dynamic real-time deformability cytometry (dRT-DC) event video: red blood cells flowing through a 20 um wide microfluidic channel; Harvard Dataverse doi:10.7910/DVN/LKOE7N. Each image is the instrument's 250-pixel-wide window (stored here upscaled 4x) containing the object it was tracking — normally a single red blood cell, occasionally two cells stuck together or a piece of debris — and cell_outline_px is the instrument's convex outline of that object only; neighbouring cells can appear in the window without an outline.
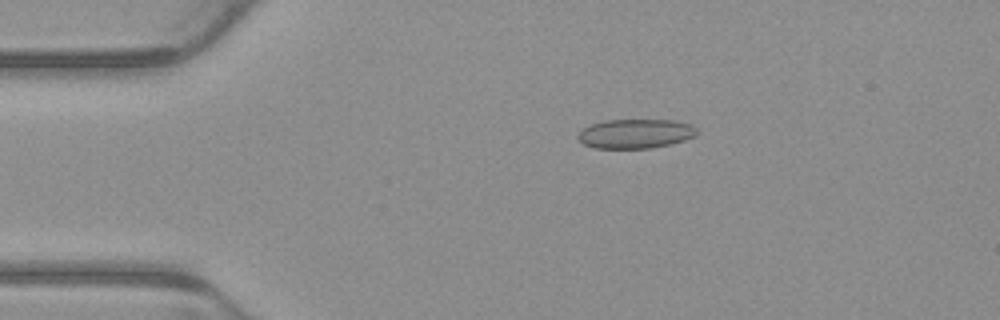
{"species": "common noctule bat (a hibernating species)", "species_latin": "Nyctalus noctula", "temperature_condition": "warm", "stored_images_in_passage": 6, "camera_frame_rate_fps": 3000, "um_per_image_px": 0.085, "animal": {"sex": "male", "body_mass_g": 23.1, "forearm_length_mm": 52.7}, "frame": {"image": 1, "passage_image": 3, "time_ms": 0.667, "image_size_px": [1000, 320], "cell_outline_px": [[696, 132], [692, 136], [684, 140], [652, 148], [596, 148], [584, 144], [576, 136], [584, 128], [592, 124], [604, 120], [676, 120], [692, 124], [696, 128]], "centroid_in_image_um": [54.01, 11.35], "position_along_channel_um": 31.0, "area_um2": 20.11}}
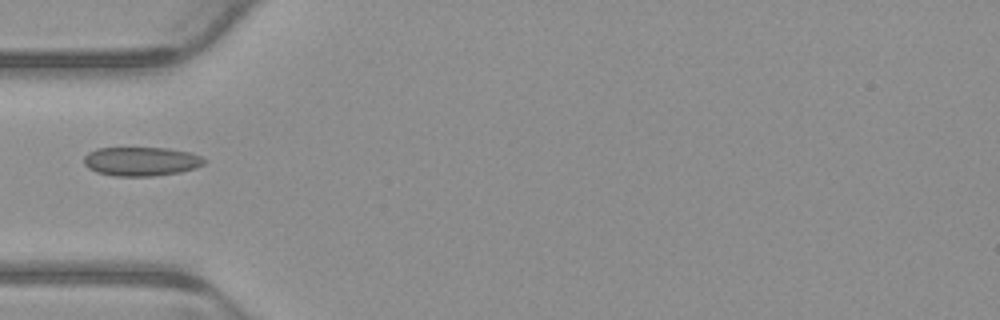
{"frame": {"image": 2, "passage_image": 5, "time_ms": 1.333, "image_size_px": [1000, 320], "cell_outline_px": [[208, 160], [204, 164], [196, 168], [180, 172], [152, 176], [112, 176], [96, 172], [88, 168], [84, 164], [84, 156], [88, 152], [96, 148], [168, 148], [192, 152]], "centroid_in_image_um": [12.01, 13.72], "position_along_channel_um": 73.0, "area_um2": 20.58}}
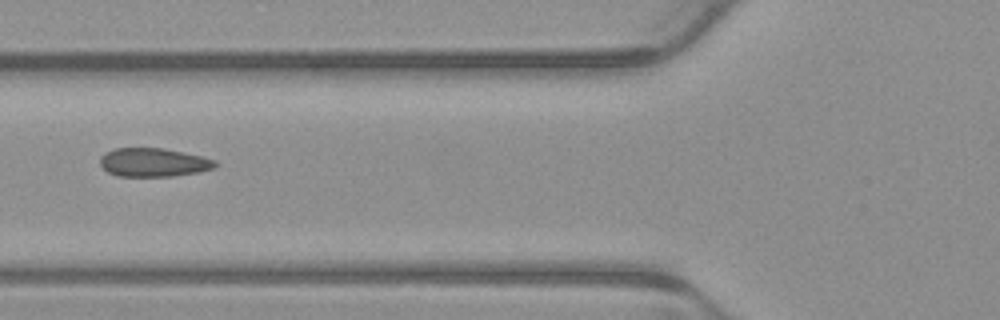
{"frame": {"image": 3, "passage_image": 6, "time_ms": 1.667, "image_size_px": [1000, 320], "cell_outline_px": [[220, 164], [216, 168], [200, 172], [172, 176], [116, 176], [108, 172], [100, 164], [100, 156], [104, 152], [116, 148], [164, 148], [200, 156], [216, 160]], "centroid_in_image_um": [13.07, 13.8], "position_along_channel_um": 112.7, "area_um2": 19.36}}